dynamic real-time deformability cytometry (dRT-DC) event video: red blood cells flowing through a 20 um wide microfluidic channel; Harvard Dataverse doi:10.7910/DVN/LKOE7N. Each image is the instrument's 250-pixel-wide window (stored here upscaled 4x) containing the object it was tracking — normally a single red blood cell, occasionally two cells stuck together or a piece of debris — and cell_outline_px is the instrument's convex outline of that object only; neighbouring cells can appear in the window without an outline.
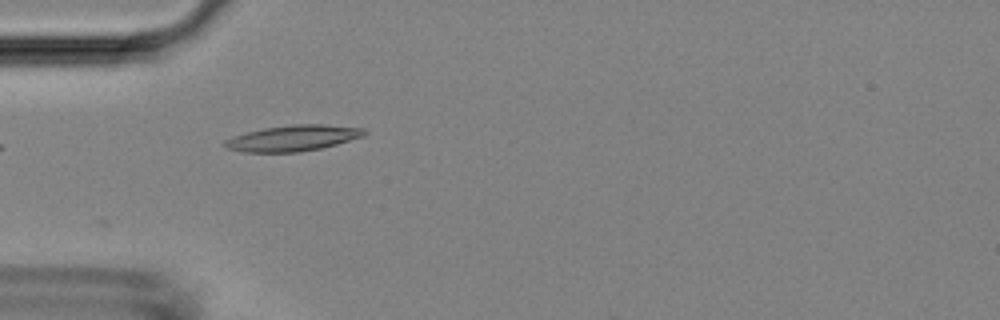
{"species": "Egyptian fruit bat (a non-hibernating species)", "species_latin": "Rousettus aegyptiacus", "temperature_condition": "room temperature", "stored_images_in_passage": 7, "camera_frame_rate_fps": 3000, "um_per_image_px": 0.085, "animal": {"sex": "female"}, "frame": {"image": 1, "passage_image": 5, "time_ms": 4.667, "image_size_px": [1000, 320], "cell_outline_px": [[368, 132], [364, 136], [336, 144], [320, 148], [300, 152], [244, 152], [228, 148], [220, 144], [224, 140], [232, 136], [264, 128], [292, 124], [324, 124], [364, 128]], "centroid_in_image_um": [24.89, 11.73], "position_along_channel_um": 60.1, "area_um2": 21.1}}